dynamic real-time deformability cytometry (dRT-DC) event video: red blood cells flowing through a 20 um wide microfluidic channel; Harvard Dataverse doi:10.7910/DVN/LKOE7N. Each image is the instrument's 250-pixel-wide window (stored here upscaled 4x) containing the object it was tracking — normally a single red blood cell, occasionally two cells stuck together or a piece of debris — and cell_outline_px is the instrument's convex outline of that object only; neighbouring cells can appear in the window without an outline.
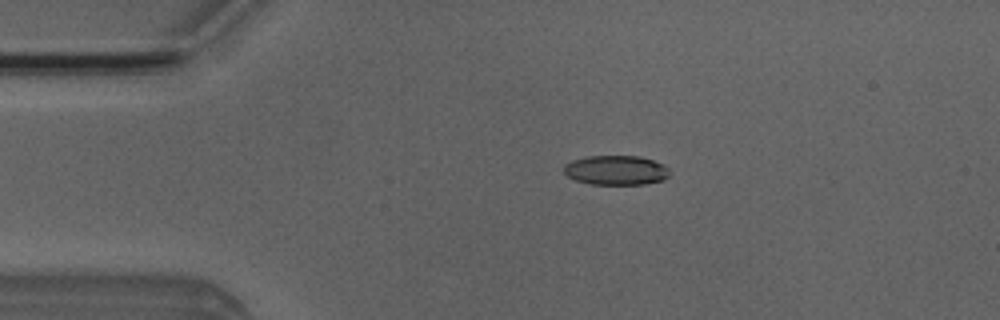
{"species": "Egyptian fruit bat (a non-hibernating species)", "species_latin": "Rousettus aegyptiacus", "temperature_condition": "room temperature", "stored_images_in_passage": 51, "camera_frame_rate_fps": 3000, "um_per_image_px": 0.085, "animal": {"sex": "male"}, "frame": {"image": 1, "passage_image": 10, "time_ms": 3.0, "image_size_px": [1000, 320], "cell_outline_px": [[668, 176], [664, 180], [644, 184], [588, 184], [576, 180], [568, 176], [564, 172], [564, 164], [572, 160], [588, 156], [640, 156], [664, 164], [668, 168]], "centroid_in_image_um": [52.36, 14.46], "position_along_channel_um": 32.6, "area_um2": 18.21}}
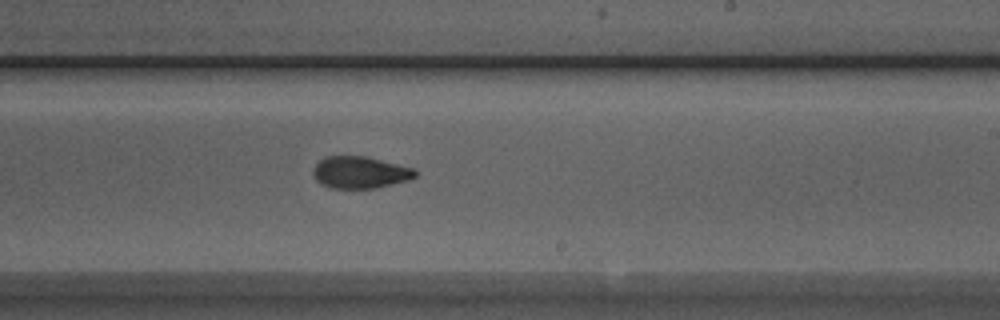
{"frame": {"image": 2, "passage_image": 30, "time_ms": 9.667, "image_size_px": [1000, 320], "cell_outline_px": [[416, 176], [408, 180], [376, 188], [328, 188], [320, 184], [316, 180], [312, 172], [312, 168], [324, 156], [368, 156], [412, 168], [416, 172]], "centroid_in_image_um": [30.55, 14.65], "position_along_channel_um": 258.4, "area_um2": 19.07}}
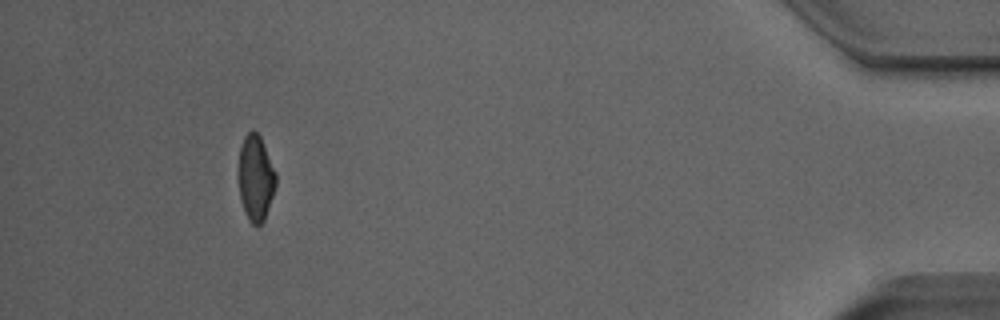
{"frame": {"image": 3, "passage_image": 47, "time_ms": 15.333, "image_size_px": [1000, 320], "cell_outline_px": [[276, 184], [264, 220], [256, 228], [248, 220], [244, 212], [240, 200], [240, 144], [244, 136], [252, 128], [260, 136], [276, 172]], "centroid_in_image_um": [21.74, 15.14], "position_along_channel_um": 413.5, "area_um2": 18.5}, "authors_computed_cell_mechanics": {"area_um2": 19.1318, "velocity_mm_per_s": 3.9934, "shape_relaxation_time_tau1_ms": 7.314, "shape_relaxation_time_tau2_ms": 2.1653, "deformation_change_tau1": 0.199, "deformation_change_tau2": 0.0842}}